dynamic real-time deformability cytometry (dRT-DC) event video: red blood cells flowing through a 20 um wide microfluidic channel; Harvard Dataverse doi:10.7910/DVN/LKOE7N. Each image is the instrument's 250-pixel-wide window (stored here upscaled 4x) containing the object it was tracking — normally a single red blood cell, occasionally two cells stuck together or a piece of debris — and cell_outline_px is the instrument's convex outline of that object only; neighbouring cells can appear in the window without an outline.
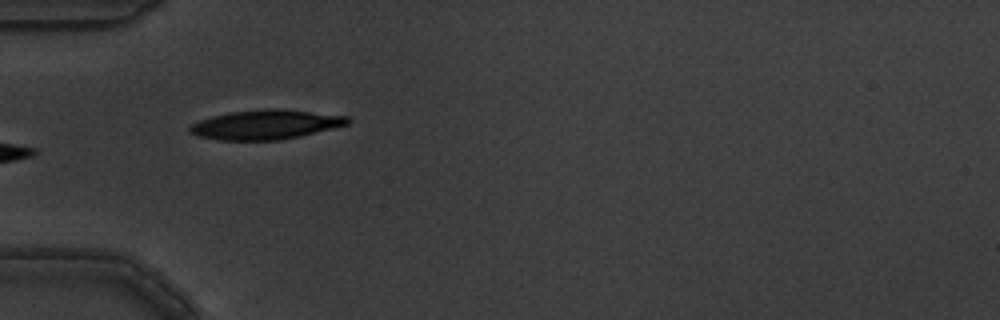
{"species": "common noctule bat (a hibernating species)", "species_latin": "Nyctalus noctula", "temperature_condition": "warm", "stored_images_in_passage": 6, "camera_frame_rate_fps": 3000, "um_per_image_px": 0.085, "animal": {"sex": "male", "body_mass_g": 19.5, "forearm_length_mm": 54.6}, "frame": {"image": 1, "passage_image": 5, "time_ms": 1.333, "image_size_px": [1000, 320], "cell_outline_px": [[352, 120], [348, 124], [300, 136], [280, 140], [220, 140], [196, 136], [188, 132], [188, 128], [192, 124], [200, 120], [212, 116], [228, 112], [264, 108], [280, 108], [348, 116]], "centroid_in_image_um": [22.56, 10.58], "position_along_channel_um": 62.4, "area_um2": 27.28}}
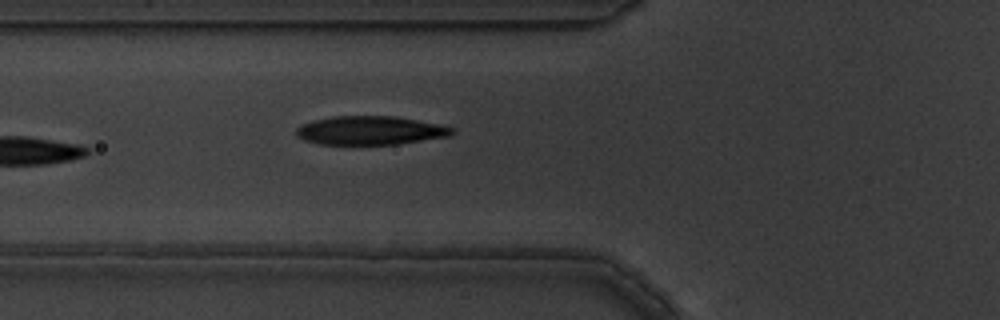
{"frame": {"image": 2, "passage_image": 6, "time_ms": 1.667, "image_size_px": [1000, 320], "cell_outline_px": [[456, 132], [452, 136], [396, 144], [320, 144], [304, 140], [296, 136], [296, 128], [312, 120], [332, 116], [396, 116], [456, 128]], "centroid_in_image_um": [31.49, 11.09], "position_along_channel_um": 94.3, "area_um2": 26.07}}